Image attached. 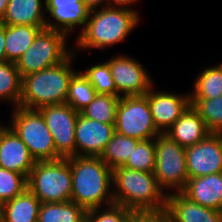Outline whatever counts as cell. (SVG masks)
<instances>
[{
    "mask_svg": "<svg viewBox=\"0 0 222 222\" xmlns=\"http://www.w3.org/2000/svg\"><path fill=\"white\" fill-rule=\"evenodd\" d=\"M139 14L135 10L117 7L90 11L85 28L75 41L78 49H106L125 38L138 27ZM106 47V48H105Z\"/></svg>",
    "mask_w": 222,
    "mask_h": 222,
    "instance_id": "cell-3",
    "label": "cell"
},
{
    "mask_svg": "<svg viewBox=\"0 0 222 222\" xmlns=\"http://www.w3.org/2000/svg\"><path fill=\"white\" fill-rule=\"evenodd\" d=\"M220 222H222V211H220Z\"/></svg>",
    "mask_w": 222,
    "mask_h": 222,
    "instance_id": "cell-40",
    "label": "cell"
},
{
    "mask_svg": "<svg viewBox=\"0 0 222 222\" xmlns=\"http://www.w3.org/2000/svg\"><path fill=\"white\" fill-rule=\"evenodd\" d=\"M27 146L7 125L0 135V167L18 172L27 178L34 167Z\"/></svg>",
    "mask_w": 222,
    "mask_h": 222,
    "instance_id": "cell-17",
    "label": "cell"
},
{
    "mask_svg": "<svg viewBox=\"0 0 222 222\" xmlns=\"http://www.w3.org/2000/svg\"><path fill=\"white\" fill-rule=\"evenodd\" d=\"M9 0H0V20L3 18Z\"/></svg>",
    "mask_w": 222,
    "mask_h": 222,
    "instance_id": "cell-38",
    "label": "cell"
},
{
    "mask_svg": "<svg viewBox=\"0 0 222 222\" xmlns=\"http://www.w3.org/2000/svg\"><path fill=\"white\" fill-rule=\"evenodd\" d=\"M115 133V124L91 120L81 113L75 125V156L100 157Z\"/></svg>",
    "mask_w": 222,
    "mask_h": 222,
    "instance_id": "cell-13",
    "label": "cell"
},
{
    "mask_svg": "<svg viewBox=\"0 0 222 222\" xmlns=\"http://www.w3.org/2000/svg\"><path fill=\"white\" fill-rule=\"evenodd\" d=\"M155 168L154 175L159 187L174 189L181 192L189 179L186 164V148L172 140L166 133H160L155 138Z\"/></svg>",
    "mask_w": 222,
    "mask_h": 222,
    "instance_id": "cell-8",
    "label": "cell"
},
{
    "mask_svg": "<svg viewBox=\"0 0 222 222\" xmlns=\"http://www.w3.org/2000/svg\"><path fill=\"white\" fill-rule=\"evenodd\" d=\"M181 193L201 206L222 211V172L188 179Z\"/></svg>",
    "mask_w": 222,
    "mask_h": 222,
    "instance_id": "cell-18",
    "label": "cell"
},
{
    "mask_svg": "<svg viewBox=\"0 0 222 222\" xmlns=\"http://www.w3.org/2000/svg\"><path fill=\"white\" fill-rule=\"evenodd\" d=\"M97 95L90 81L81 72H76L69 84L66 102L77 112L84 110Z\"/></svg>",
    "mask_w": 222,
    "mask_h": 222,
    "instance_id": "cell-27",
    "label": "cell"
},
{
    "mask_svg": "<svg viewBox=\"0 0 222 222\" xmlns=\"http://www.w3.org/2000/svg\"><path fill=\"white\" fill-rule=\"evenodd\" d=\"M135 2H137V0H107V6L134 10L128 6Z\"/></svg>",
    "mask_w": 222,
    "mask_h": 222,
    "instance_id": "cell-34",
    "label": "cell"
},
{
    "mask_svg": "<svg viewBox=\"0 0 222 222\" xmlns=\"http://www.w3.org/2000/svg\"><path fill=\"white\" fill-rule=\"evenodd\" d=\"M147 99L154 124L161 133H165L191 105L190 94H172L152 87Z\"/></svg>",
    "mask_w": 222,
    "mask_h": 222,
    "instance_id": "cell-14",
    "label": "cell"
},
{
    "mask_svg": "<svg viewBox=\"0 0 222 222\" xmlns=\"http://www.w3.org/2000/svg\"><path fill=\"white\" fill-rule=\"evenodd\" d=\"M72 174L71 201L86 210L114 204L112 169L100 157L67 158Z\"/></svg>",
    "mask_w": 222,
    "mask_h": 222,
    "instance_id": "cell-2",
    "label": "cell"
},
{
    "mask_svg": "<svg viewBox=\"0 0 222 222\" xmlns=\"http://www.w3.org/2000/svg\"><path fill=\"white\" fill-rule=\"evenodd\" d=\"M43 0H9L3 18L5 25L46 26ZM44 5V6H43Z\"/></svg>",
    "mask_w": 222,
    "mask_h": 222,
    "instance_id": "cell-20",
    "label": "cell"
},
{
    "mask_svg": "<svg viewBox=\"0 0 222 222\" xmlns=\"http://www.w3.org/2000/svg\"><path fill=\"white\" fill-rule=\"evenodd\" d=\"M67 35L44 28L16 62L21 78L63 62L74 50L68 49Z\"/></svg>",
    "mask_w": 222,
    "mask_h": 222,
    "instance_id": "cell-7",
    "label": "cell"
},
{
    "mask_svg": "<svg viewBox=\"0 0 222 222\" xmlns=\"http://www.w3.org/2000/svg\"><path fill=\"white\" fill-rule=\"evenodd\" d=\"M155 158V140L140 141L123 167L144 172H154Z\"/></svg>",
    "mask_w": 222,
    "mask_h": 222,
    "instance_id": "cell-30",
    "label": "cell"
},
{
    "mask_svg": "<svg viewBox=\"0 0 222 222\" xmlns=\"http://www.w3.org/2000/svg\"><path fill=\"white\" fill-rule=\"evenodd\" d=\"M81 1L88 7L90 11L104 8L105 6H107V0H81Z\"/></svg>",
    "mask_w": 222,
    "mask_h": 222,
    "instance_id": "cell-37",
    "label": "cell"
},
{
    "mask_svg": "<svg viewBox=\"0 0 222 222\" xmlns=\"http://www.w3.org/2000/svg\"><path fill=\"white\" fill-rule=\"evenodd\" d=\"M9 126L27 146L36 161L61 159L56 154L53 136L38 110L14 107Z\"/></svg>",
    "mask_w": 222,
    "mask_h": 222,
    "instance_id": "cell-6",
    "label": "cell"
},
{
    "mask_svg": "<svg viewBox=\"0 0 222 222\" xmlns=\"http://www.w3.org/2000/svg\"><path fill=\"white\" fill-rule=\"evenodd\" d=\"M45 12L49 13L46 18V28L65 33H72L75 26L85 28L90 10L81 0H44ZM53 18V21L50 18Z\"/></svg>",
    "mask_w": 222,
    "mask_h": 222,
    "instance_id": "cell-15",
    "label": "cell"
},
{
    "mask_svg": "<svg viewBox=\"0 0 222 222\" xmlns=\"http://www.w3.org/2000/svg\"><path fill=\"white\" fill-rule=\"evenodd\" d=\"M6 126L5 125H1V123H0V135H1V132L4 130V128H5Z\"/></svg>",
    "mask_w": 222,
    "mask_h": 222,
    "instance_id": "cell-39",
    "label": "cell"
},
{
    "mask_svg": "<svg viewBox=\"0 0 222 222\" xmlns=\"http://www.w3.org/2000/svg\"><path fill=\"white\" fill-rule=\"evenodd\" d=\"M165 222H220V211L199 205L181 192L167 193Z\"/></svg>",
    "mask_w": 222,
    "mask_h": 222,
    "instance_id": "cell-16",
    "label": "cell"
},
{
    "mask_svg": "<svg viewBox=\"0 0 222 222\" xmlns=\"http://www.w3.org/2000/svg\"><path fill=\"white\" fill-rule=\"evenodd\" d=\"M50 130L56 154L61 159L75 156V125L79 112L69 104L43 106L38 109Z\"/></svg>",
    "mask_w": 222,
    "mask_h": 222,
    "instance_id": "cell-10",
    "label": "cell"
},
{
    "mask_svg": "<svg viewBox=\"0 0 222 222\" xmlns=\"http://www.w3.org/2000/svg\"><path fill=\"white\" fill-rule=\"evenodd\" d=\"M189 179L222 172V133H210L186 148Z\"/></svg>",
    "mask_w": 222,
    "mask_h": 222,
    "instance_id": "cell-12",
    "label": "cell"
},
{
    "mask_svg": "<svg viewBox=\"0 0 222 222\" xmlns=\"http://www.w3.org/2000/svg\"><path fill=\"white\" fill-rule=\"evenodd\" d=\"M74 51L61 63L22 77L19 107L38 110L43 106L64 104L73 75ZM74 57V58H73Z\"/></svg>",
    "mask_w": 222,
    "mask_h": 222,
    "instance_id": "cell-4",
    "label": "cell"
},
{
    "mask_svg": "<svg viewBox=\"0 0 222 222\" xmlns=\"http://www.w3.org/2000/svg\"><path fill=\"white\" fill-rule=\"evenodd\" d=\"M82 73L90 81L97 94L117 96V90L107 61L91 66Z\"/></svg>",
    "mask_w": 222,
    "mask_h": 222,
    "instance_id": "cell-31",
    "label": "cell"
},
{
    "mask_svg": "<svg viewBox=\"0 0 222 222\" xmlns=\"http://www.w3.org/2000/svg\"><path fill=\"white\" fill-rule=\"evenodd\" d=\"M46 26L5 25L6 61L16 63Z\"/></svg>",
    "mask_w": 222,
    "mask_h": 222,
    "instance_id": "cell-22",
    "label": "cell"
},
{
    "mask_svg": "<svg viewBox=\"0 0 222 222\" xmlns=\"http://www.w3.org/2000/svg\"><path fill=\"white\" fill-rule=\"evenodd\" d=\"M6 61L5 53V24L0 22V63Z\"/></svg>",
    "mask_w": 222,
    "mask_h": 222,
    "instance_id": "cell-35",
    "label": "cell"
},
{
    "mask_svg": "<svg viewBox=\"0 0 222 222\" xmlns=\"http://www.w3.org/2000/svg\"><path fill=\"white\" fill-rule=\"evenodd\" d=\"M37 222H87V210L73 201L41 203Z\"/></svg>",
    "mask_w": 222,
    "mask_h": 222,
    "instance_id": "cell-23",
    "label": "cell"
},
{
    "mask_svg": "<svg viewBox=\"0 0 222 222\" xmlns=\"http://www.w3.org/2000/svg\"><path fill=\"white\" fill-rule=\"evenodd\" d=\"M101 210V207L87 210V222H132L138 216L136 212L117 204Z\"/></svg>",
    "mask_w": 222,
    "mask_h": 222,
    "instance_id": "cell-33",
    "label": "cell"
},
{
    "mask_svg": "<svg viewBox=\"0 0 222 222\" xmlns=\"http://www.w3.org/2000/svg\"><path fill=\"white\" fill-rule=\"evenodd\" d=\"M40 200L27 188L0 206V222H37Z\"/></svg>",
    "mask_w": 222,
    "mask_h": 222,
    "instance_id": "cell-21",
    "label": "cell"
},
{
    "mask_svg": "<svg viewBox=\"0 0 222 222\" xmlns=\"http://www.w3.org/2000/svg\"><path fill=\"white\" fill-rule=\"evenodd\" d=\"M27 188L41 203L71 201L72 174L67 159L36 161Z\"/></svg>",
    "mask_w": 222,
    "mask_h": 222,
    "instance_id": "cell-5",
    "label": "cell"
},
{
    "mask_svg": "<svg viewBox=\"0 0 222 222\" xmlns=\"http://www.w3.org/2000/svg\"><path fill=\"white\" fill-rule=\"evenodd\" d=\"M113 201L138 215H163L165 193L153 172L129 169L123 166L112 170Z\"/></svg>",
    "mask_w": 222,
    "mask_h": 222,
    "instance_id": "cell-1",
    "label": "cell"
},
{
    "mask_svg": "<svg viewBox=\"0 0 222 222\" xmlns=\"http://www.w3.org/2000/svg\"><path fill=\"white\" fill-rule=\"evenodd\" d=\"M27 189V177L0 167V206Z\"/></svg>",
    "mask_w": 222,
    "mask_h": 222,
    "instance_id": "cell-32",
    "label": "cell"
},
{
    "mask_svg": "<svg viewBox=\"0 0 222 222\" xmlns=\"http://www.w3.org/2000/svg\"><path fill=\"white\" fill-rule=\"evenodd\" d=\"M191 106L210 133H222V95L215 99H191Z\"/></svg>",
    "mask_w": 222,
    "mask_h": 222,
    "instance_id": "cell-29",
    "label": "cell"
},
{
    "mask_svg": "<svg viewBox=\"0 0 222 222\" xmlns=\"http://www.w3.org/2000/svg\"><path fill=\"white\" fill-rule=\"evenodd\" d=\"M132 222H165L163 215H138Z\"/></svg>",
    "mask_w": 222,
    "mask_h": 222,
    "instance_id": "cell-36",
    "label": "cell"
},
{
    "mask_svg": "<svg viewBox=\"0 0 222 222\" xmlns=\"http://www.w3.org/2000/svg\"><path fill=\"white\" fill-rule=\"evenodd\" d=\"M139 142L138 139L115 132L106 144L100 158L112 170L123 166Z\"/></svg>",
    "mask_w": 222,
    "mask_h": 222,
    "instance_id": "cell-24",
    "label": "cell"
},
{
    "mask_svg": "<svg viewBox=\"0 0 222 222\" xmlns=\"http://www.w3.org/2000/svg\"><path fill=\"white\" fill-rule=\"evenodd\" d=\"M222 95V65L204 68L194 82L190 99H215Z\"/></svg>",
    "mask_w": 222,
    "mask_h": 222,
    "instance_id": "cell-25",
    "label": "cell"
},
{
    "mask_svg": "<svg viewBox=\"0 0 222 222\" xmlns=\"http://www.w3.org/2000/svg\"><path fill=\"white\" fill-rule=\"evenodd\" d=\"M120 97L97 94L94 100L80 113L88 119L105 124H115Z\"/></svg>",
    "mask_w": 222,
    "mask_h": 222,
    "instance_id": "cell-28",
    "label": "cell"
},
{
    "mask_svg": "<svg viewBox=\"0 0 222 222\" xmlns=\"http://www.w3.org/2000/svg\"><path fill=\"white\" fill-rule=\"evenodd\" d=\"M22 78L16 63L5 61L0 63V101L12 103V107L19 106L21 97Z\"/></svg>",
    "mask_w": 222,
    "mask_h": 222,
    "instance_id": "cell-26",
    "label": "cell"
},
{
    "mask_svg": "<svg viewBox=\"0 0 222 222\" xmlns=\"http://www.w3.org/2000/svg\"><path fill=\"white\" fill-rule=\"evenodd\" d=\"M165 133L185 148L193 146L210 134L204 120L191 105Z\"/></svg>",
    "mask_w": 222,
    "mask_h": 222,
    "instance_id": "cell-19",
    "label": "cell"
},
{
    "mask_svg": "<svg viewBox=\"0 0 222 222\" xmlns=\"http://www.w3.org/2000/svg\"><path fill=\"white\" fill-rule=\"evenodd\" d=\"M115 132L140 141L154 139L161 133L154 124L147 93L120 97L116 110Z\"/></svg>",
    "mask_w": 222,
    "mask_h": 222,
    "instance_id": "cell-9",
    "label": "cell"
},
{
    "mask_svg": "<svg viewBox=\"0 0 222 222\" xmlns=\"http://www.w3.org/2000/svg\"><path fill=\"white\" fill-rule=\"evenodd\" d=\"M107 62L117 90V97L145 95L154 84L149 76L150 73L132 56L119 54Z\"/></svg>",
    "mask_w": 222,
    "mask_h": 222,
    "instance_id": "cell-11",
    "label": "cell"
}]
</instances>
